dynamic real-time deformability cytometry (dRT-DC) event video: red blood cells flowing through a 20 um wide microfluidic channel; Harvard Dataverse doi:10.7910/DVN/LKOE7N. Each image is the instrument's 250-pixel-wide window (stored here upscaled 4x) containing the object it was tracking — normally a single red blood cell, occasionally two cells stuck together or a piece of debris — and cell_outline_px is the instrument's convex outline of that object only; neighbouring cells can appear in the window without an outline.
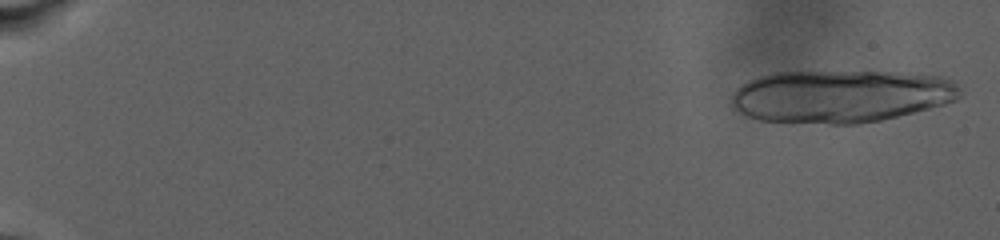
{"species": "human", "species_latin": "Homo sapiens", "temperature_condition": "warm", "stored_images_in_passage": 48, "camera_frame_rate_fps": 3000, "um_per_image_px": 0.085, "donor": {"sex": "male"}, "frame": {"image": 1, "passage_image": 1, "time_ms": 0.0, "image_size_px": [1000, 240], "cell_outline_px": [[960, 96], [956, 100], [944, 104], [880, 120], [860, 124], [828, 124], [760, 120], [748, 116], [732, 108], [732, 92], [736, 88], [748, 80], [760, 76], [776, 72], [888, 72], [940, 76], [952, 80], [960, 88]], "centroid_in_image_um": [71.44, 8.18], "position_along_channel_um": 13.6, "area_um2": 70.0}}